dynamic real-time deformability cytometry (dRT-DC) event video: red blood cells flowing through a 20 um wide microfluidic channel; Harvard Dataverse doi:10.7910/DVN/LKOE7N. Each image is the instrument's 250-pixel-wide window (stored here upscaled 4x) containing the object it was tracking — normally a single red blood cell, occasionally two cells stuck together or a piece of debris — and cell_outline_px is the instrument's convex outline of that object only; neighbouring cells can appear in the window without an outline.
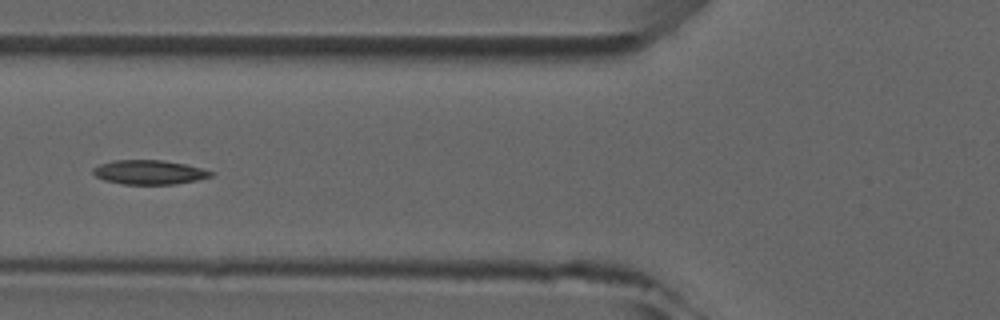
{"species": "common noctule bat (a hibernating species)", "species_latin": "Nyctalus noctula", "temperature_condition": "room temperature", "stored_images_in_passage": 5, "camera_frame_rate_fps": 3000, "um_per_image_px": 0.085, "animal": {"sex": "male", "forearm_length_mm": 52.5}, "frame": {"image": 1, "passage_image": 5, "time_ms": 5.333, "image_size_px": [1000, 320], "cell_outline_px": [[216, 172], [212, 176], [196, 180], [176, 184], [124, 184], [104, 180], [96, 176], [92, 172], [92, 168], [100, 164], [112, 160], [164, 160], [184, 164]], "centroid_in_image_um": [12.67, 14.63], "position_along_channel_um": 113.1, "area_um2": 16.65}}